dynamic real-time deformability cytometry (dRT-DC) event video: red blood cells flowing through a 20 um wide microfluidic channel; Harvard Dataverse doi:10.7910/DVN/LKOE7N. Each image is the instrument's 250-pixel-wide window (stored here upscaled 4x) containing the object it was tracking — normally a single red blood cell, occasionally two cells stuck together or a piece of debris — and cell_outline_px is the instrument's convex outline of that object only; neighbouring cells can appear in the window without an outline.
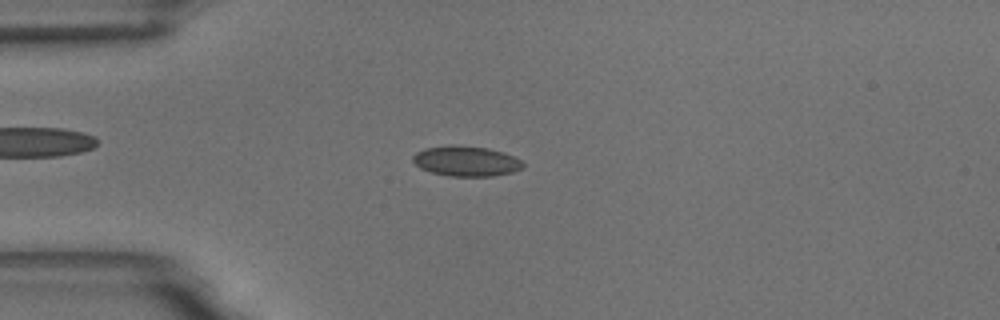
{"species": "common noctule bat (a hibernating species)", "species_latin": "Nyctalus noctula", "temperature_condition": "room temperature", "stored_images_in_passage": 55, "camera_frame_rate_fps": 3000, "um_per_image_px": 0.085, "animal": {"sex": "male", "body_mass_g": 18.8}, "frame": {"image": 1, "passage_image": 14, "time_ms": 4.333, "image_size_px": [1000, 320], "cell_outline_px": [[524, 168], [512, 172], [492, 176], [448, 176], [432, 172], [420, 168], [412, 160], [412, 156], [416, 152], [424, 148], [488, 148], [504, 152], [520, 160], [524, 164]], "centroid_in_image_um": [39.66, 13.75], "position_along_channel_um": 45.3, "area_um2": 18.55}}
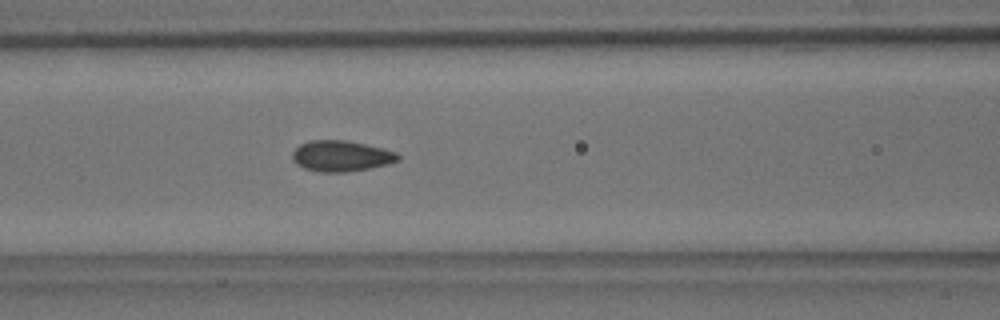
{"frame": {"image": 2, "passage_image": 23, "time_ms": 7.333, "image_size_px": [1000, 320], "cell_outline_px": [[400, 160], [388, 164], [368, 168], [344, 172], [320, 172], [304, 168], [296, 164], [292, 160], [292, 152], [300, 144], [308, 140], [344, 140], [384, 148], [396, 152], [400, 156]], "centroid_in_image_um": [28.98, 13.25], "position_along_channel_um": 137.6, "area_um2": 19.02}}
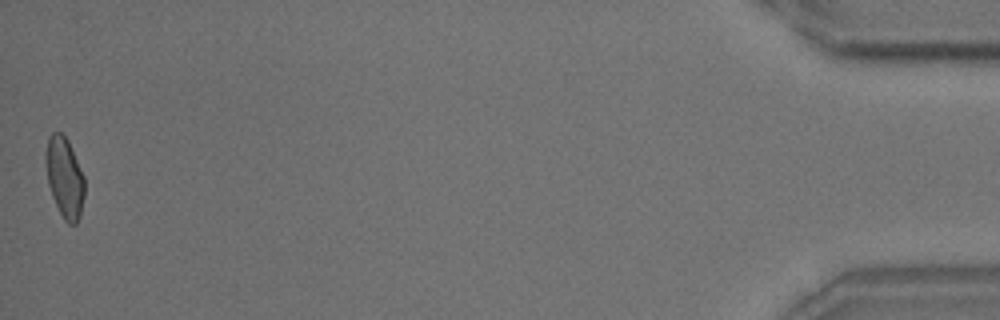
{"frame": {"image": 3, "passage_image": 55, "time_ms": 18.0, "image_size_px": [1000, 320], "cell_outline_px": [[84, 196], [80, 216], [76, 224], [68, 224], [64, 220], [52, 196], [48, 184], [44, 160], [44, 152], [48, 136], [52, 132], [60, 132], [68, 140], [84, 176]], "centroid_in_image_um": [5.47, 15.06], "position_along_channel_um": 429.7, "area_um2": 18.38}, "authors_computed_cell_mechanics": {"area_um2": 18.3804, "velocity_mm_per_s": 3.6251, "shape_relaxation_time_tau1_ms": 5.3075, "shape_relaxation_time_tau2_ms": 0.9089, "deformation_change_tau1": 0.1166, "deformation_change_tau2": 0.06}}